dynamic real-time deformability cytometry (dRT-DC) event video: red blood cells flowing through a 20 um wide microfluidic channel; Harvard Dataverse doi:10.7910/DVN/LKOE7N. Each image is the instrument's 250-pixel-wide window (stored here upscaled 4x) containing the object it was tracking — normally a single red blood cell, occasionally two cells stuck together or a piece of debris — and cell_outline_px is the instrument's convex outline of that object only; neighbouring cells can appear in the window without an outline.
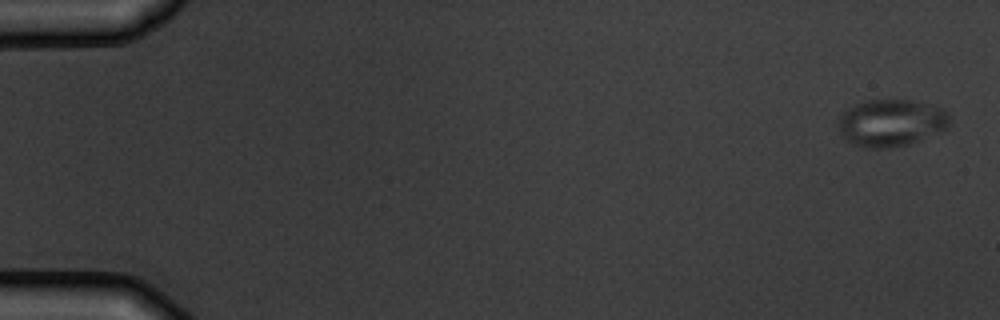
{"species": "common noctule bat (a hibernating species)", "species_latin": "Nyctalus noctula", "temperature_condition": "warm", "stored_images_in_passage": 6, "camera_frame_rate_fps": 3000, "um_per_image_px": 0.085, "animal": {"sex": "male", "body_mass_g": 19.5, "forearm_length_mm": 54.6}, "frame": {"image": 1, "passage_image": 1, "time_ms": 0.0, "image_size_px": [1000, 320], "cell_outline_px": [[948, 124], [940, 132], [912, 144], [888, 148], [864, 148], [852, 144], [844, 140], [840, 132], [840, 116], [844, 112], [856, 104], [864, 100], [908, 100], [944, 108], [948, 112]], "centroid_in_image_um": [75.74, 10.46], "position_along_channel_um": 9.3, "area_um2": 30.52}}